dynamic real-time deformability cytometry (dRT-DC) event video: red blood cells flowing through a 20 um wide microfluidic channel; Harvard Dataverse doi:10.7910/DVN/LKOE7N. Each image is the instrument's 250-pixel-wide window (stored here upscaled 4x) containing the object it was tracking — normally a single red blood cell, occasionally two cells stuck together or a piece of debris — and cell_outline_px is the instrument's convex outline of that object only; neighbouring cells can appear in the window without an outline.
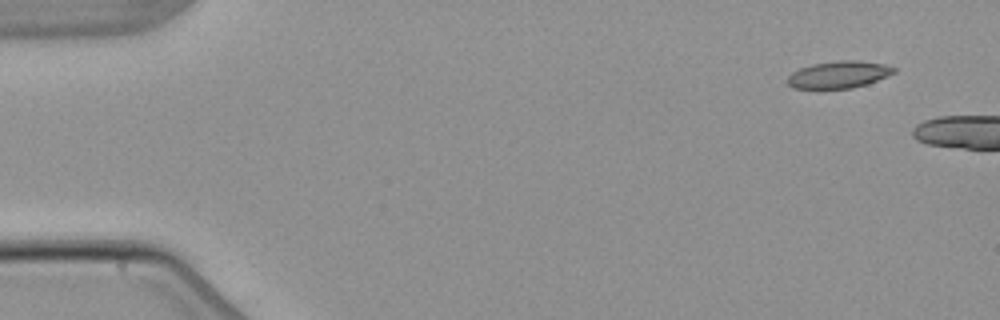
{"species": "common noctule bat (a hibernating species)", "species_latin": "Nyctalus noctula", "temperature_condition": "warm", "stored_images_in_passage": 2, "camera_frame_rate_fps": 3000, "um_per_image_px": 0.085, "animal": {"sex": "male", "body_mass_g": 21.5, "forearm_length_mm": 52.0}, "frame": {"image": 1, "passage_image": 1, "time_ms": 0.0, "image_size_px": [1000, 320], "cell_outline_px": [[896, 72], [868, 84], [852, 88], [820, 92], [792, 88], [784, 80], [792, 72], [800, 68], [812, 64], [840, 60], [856, 60], [884, 64], [896, 68]], "centroid_in_image_um": [71.21, 6.4], "position_along_channel_um": 13.8, "area_um2": 17.69}}